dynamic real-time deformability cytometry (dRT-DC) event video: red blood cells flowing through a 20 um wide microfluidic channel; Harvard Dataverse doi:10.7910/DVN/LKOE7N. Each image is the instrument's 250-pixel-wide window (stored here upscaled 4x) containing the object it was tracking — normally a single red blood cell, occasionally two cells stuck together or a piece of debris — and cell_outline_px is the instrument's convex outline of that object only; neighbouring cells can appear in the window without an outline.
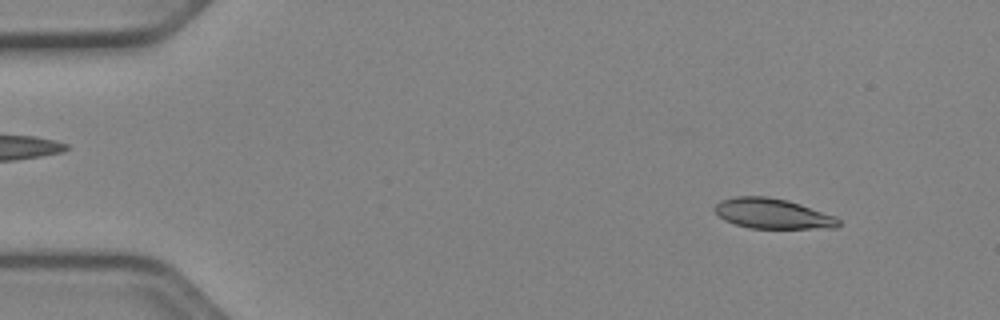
{"species": "Egyptian fruit bat (a non-hibernating species)", "species_latin": "Rousettus aegyptiacus", "temperature_condition": "cold", "stored_images_in_passage": 51, "camera_frame_rate_fps": 3000, "um_per_image_px": 0.085, "animal": {"sex": "female"}, "frame": {"image": 1, "passage_image": 5, "time_ms": 1.333, "image_size_px": [1000, 320], "cell_outline_px": [[840, 224], [836, 228], [748, 228], [724, 220], [712, 208], [720, 200], [732, 196], [768, 196], [788, 200], [836, 216], [840, 220]], "centroid_in_image_um": [65.66, 18.15], "position_along_channel_um": 19.3, "area_um2": 21.91}}
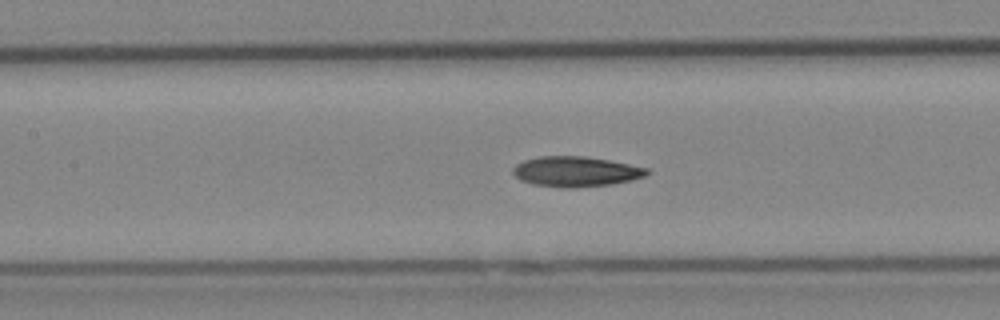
{"frame": {"image": 2, "passage_image": 23, "time_ms": 7.333, "image_size_px": [1000, 320], "cell_outline_px": [[652, 172], [644, 176], [632, 180], [612, 184], [576, 188], [564, 188], [532, 184], [520, 180], [512, 172], [512, 168], [516, 164], [524, 160], [540, 156], [584, 156], [608, 160], [648, 168]], "centroid_in_image_um": [48.94, 14.59], "position_along_channel_um": 158.5, "area_um2": 23.7}}
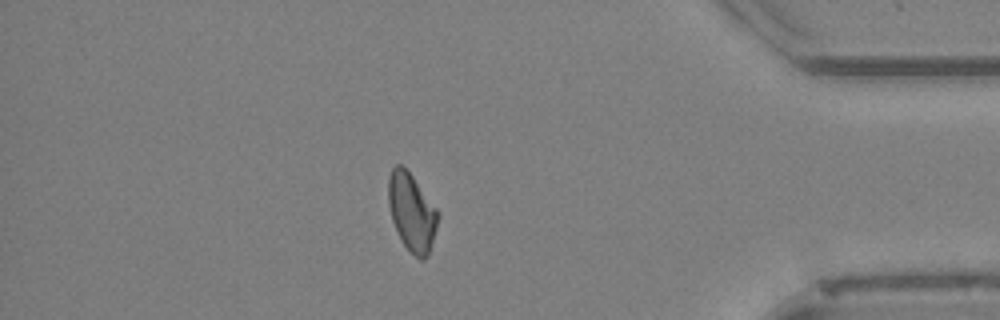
{"frame": {"image": 3, "passage_image": 44, "time_ms": 14.333, "image_size_px": [1000, 320], "cell_outline_px": [[440, 216], [428, 256], [424, 260], [420, 260], [404, 244], [392, 220], [388, 204], [388, 176], [392, 168], [396, 164], [400, 164], [412, 176], [440, 212]], "centroid_in_image_um": [35.01, 18.02], "position_along_channel_um": 400.2, "area_um2": 22.31}, "authors_computed_cell_mechanics": {"area_um2": 22.7154, "velocity_mm_per_s": 3.9646, "shape_relaxation_time_tau1_ms": 7.0024, "shape_relaxation_time_tau2_ms": 9.0124, "deformation_change_tau1": 0.1535, "deformation_change_tau2": 0.1464}}